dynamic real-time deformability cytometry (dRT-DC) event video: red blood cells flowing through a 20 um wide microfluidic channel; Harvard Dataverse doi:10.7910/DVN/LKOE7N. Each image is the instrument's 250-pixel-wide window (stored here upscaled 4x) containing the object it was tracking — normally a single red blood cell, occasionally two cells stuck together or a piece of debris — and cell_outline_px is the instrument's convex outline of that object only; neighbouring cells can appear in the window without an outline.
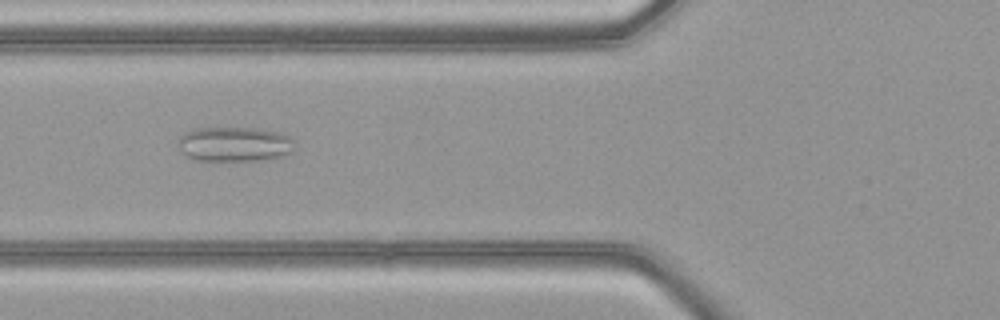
{"species": "common noctule bat (a hibernating species)", "species_latin": "Nyctalus noctula", "temperature_condition": "warm", "stored_images_in_passage": 49, "camera_frame_rate_fps": 3000, "um_per_image_px": 0.085, "animal": {"sex": "female", "body_mass_g": 21.9}, "frame": {"image": 1, "passage_image": 19, "time_ms": 6.0, "image_size_px": [1000, 320], "cell_outline_px": [[292, 152], [284, 156], [268, 160], [196, 160], [188, 156], [176, 144], [180, 136], [184, 132], [192, 128], [256, 128], [280, 132], [288, 136], [292, 140]], "centroid_in_image_um": [19.92, 12.25], "position_along_channel_um": 105.9, "area_um2": 23.64}}
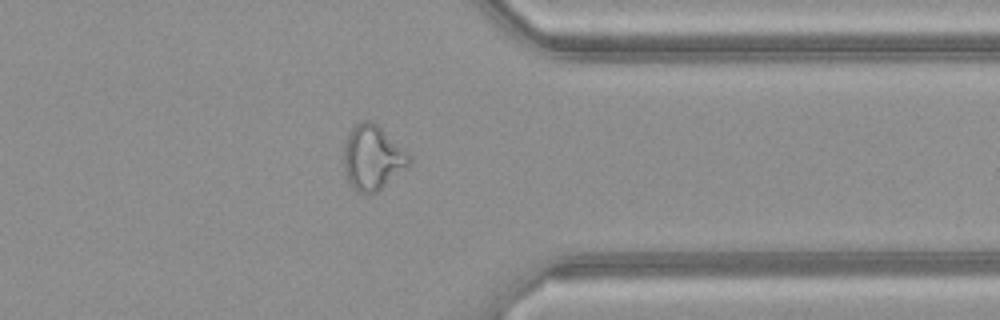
{"frame": {"image": 2, "passage_image": 39, "time_ms": 12.667, "image_size_px": [1000, 320], "cell_outline_px": [[412, 160], [408, 164], [376, 192], [368, 196], [356, 192], [348, 184], [344, 176], [344, 144], [348, 132], [356, 124], [364, 120], [372, 120]], "centroid_in_image_um": [31.55, 13.44], "position_along_channel_um": 379.8, "area_um2": 24.1}}
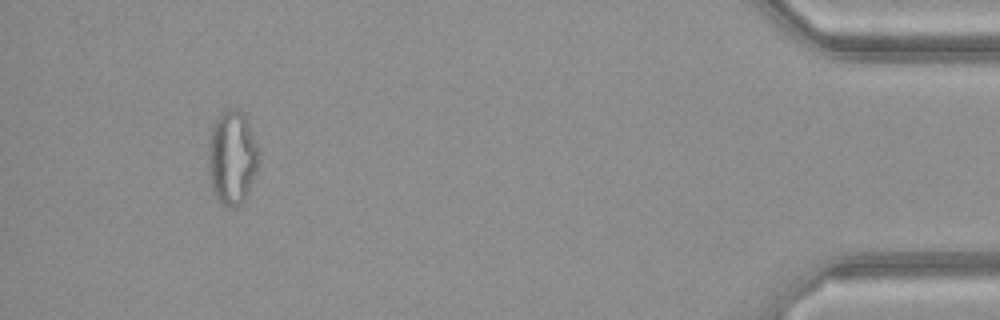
{"frame": {"image": 3, "passage_image": 46, "time_ms": 15.0, "image_size_px": [1000, 320], "cell_outline_px": [[260, 152], [256, 168], [248, 192], [244, 200], [240, 204], [232, 208], [224, 208], [220, 204], [212, 192], [208, 172], [208, 152], [212, 124], [216, 116], [220, 112], [228, 108], [236, 108], [244, 112], [248, 120]], "centroid_in_image_um": [19.7, 13.37], "position_along_channel_um": 415.5, "area_um2": 28.26}, "authors_computed_cell_mechanics": {"area_um2": 25.8366, "velocity_mm_per_s": 4.2096, "shape_relaxation_time_tau1_ms": null, "shape_relaxation_time_tau2_ms": 1.8971, "deformation_change_tau1": null, "deformation_change_tau2": 0.1106}}